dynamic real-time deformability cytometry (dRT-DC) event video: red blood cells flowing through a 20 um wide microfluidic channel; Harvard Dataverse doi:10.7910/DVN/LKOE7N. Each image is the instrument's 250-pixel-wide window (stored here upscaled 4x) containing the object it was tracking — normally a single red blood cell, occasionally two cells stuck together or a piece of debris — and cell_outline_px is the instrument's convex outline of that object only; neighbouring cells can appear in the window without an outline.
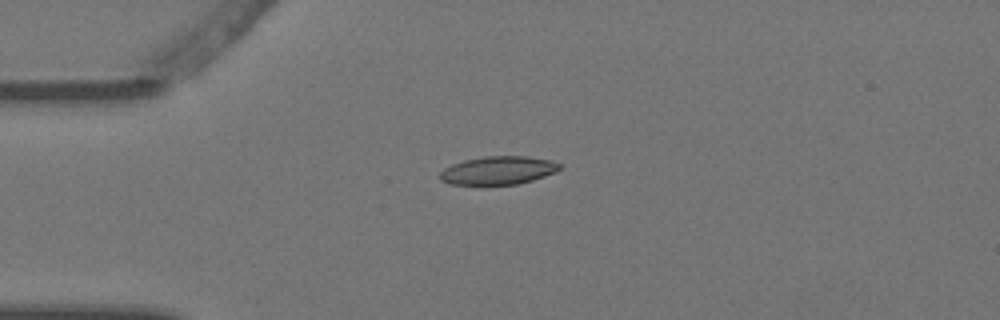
{"species": "Egyptian fruit bat (a non-hibernating species)", "species_latin": "Rousettus aegyptiacus", "temperature_condition": "warm", "stored_images_in_passage": 1, "camera_frame_rate_fps": 3000, "um_per_image_px": 0.085, "animal": {"sex": "female"}, "frame": {"image": 1, "passage_image": 1, "time_ms": 0.0, "image_size_px": [1000, 320], "cell_outline_px": [[564, 168], [556, 172], [532, 180], [516, 184], [484, 188], [480, 188], [448, 184], [440, 180], [440, 172], [444, 168], [452, 164], [464, 160], [484, 156], [524, 156], [552, 160], [560, 164]], "centroid_in_image_um": [42.29, 14.54], "position_along_channel_um": 42.7, "area_um2": 20.75}}